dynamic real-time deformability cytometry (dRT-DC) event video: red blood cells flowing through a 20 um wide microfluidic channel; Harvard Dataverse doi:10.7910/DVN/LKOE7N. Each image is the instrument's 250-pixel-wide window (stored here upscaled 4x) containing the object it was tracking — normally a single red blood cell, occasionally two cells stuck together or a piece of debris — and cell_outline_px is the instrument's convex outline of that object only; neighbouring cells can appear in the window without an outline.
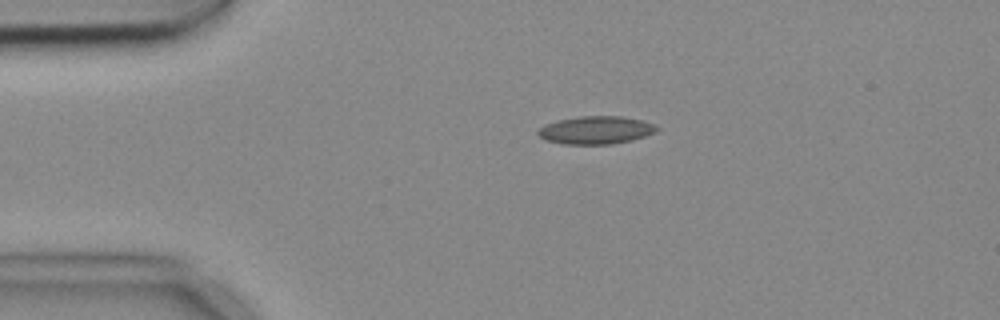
{"species": "common noctule bat (a hibernating species)", "species_latin": "Nyctalus noctula", "temperature_condition": "cold", "stored_images_in_passage": 2, "camera_frame_rate_fps": 3000, "um_per_image_px": 0.085, "animal": {"sex": "female", "body_mass_g": 18.4}, "frame": {"image": 1, "passage_image": 1, "time_ms": 0.0, "image_size_px": [1000, 320], "cell_outline_px": [[660, 128], [656, 132], [632, 140], [612, 144], [564, 144], [544, 140], [536, 132], [544, 124], [556, 120], [576, 116], [620, 116], [644, 120], [656, 124]], "centroid_in_image_um": [50.66, 11.05], "position_along_channel_um": 34.3, "area_um2": 19.59}}